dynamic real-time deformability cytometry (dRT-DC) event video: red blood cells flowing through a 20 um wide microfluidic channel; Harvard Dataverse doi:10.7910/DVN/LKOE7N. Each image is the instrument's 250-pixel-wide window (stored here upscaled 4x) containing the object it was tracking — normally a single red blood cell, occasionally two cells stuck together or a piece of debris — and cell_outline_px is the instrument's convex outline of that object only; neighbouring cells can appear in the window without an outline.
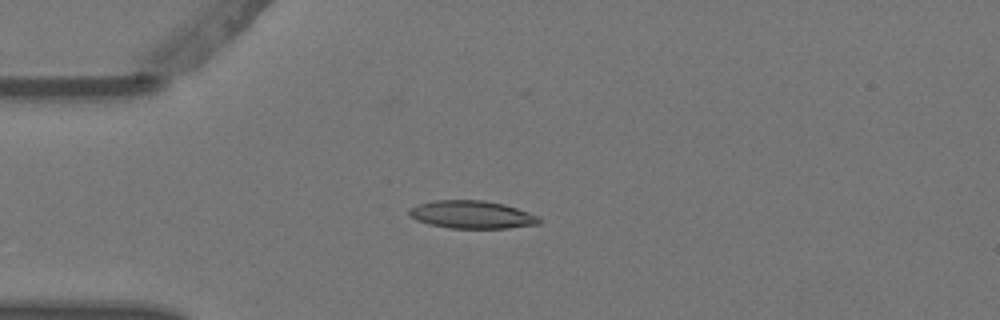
{"species": "Egyptian fruit bat (a non-hibernating species)", "species_latin": "Rousettus aegyptiacus", "temperature_condition": "warm", "stored_images_in_passage": 5, "camera_frame_rate_fps": 3000, "um_per_image_px": 0.085, "animal": {"sex": "female"}, "frame": {"image": 1, "passage_image": 4, "time_ms": 1.0, "image_size_px": [1000, 320], "cell_outline_px": [[540, 224], [508, 228], [448, 228], [428, 224], [416, 220], [408, 216], [408, 208], [416, 204], [436, 200], [484, 200], [504, 204], [540, 216]], "centroid_in_image_um": [40.07, 18.24], "position_along_channel_um": 44.9, "area_um2": 21.33}}
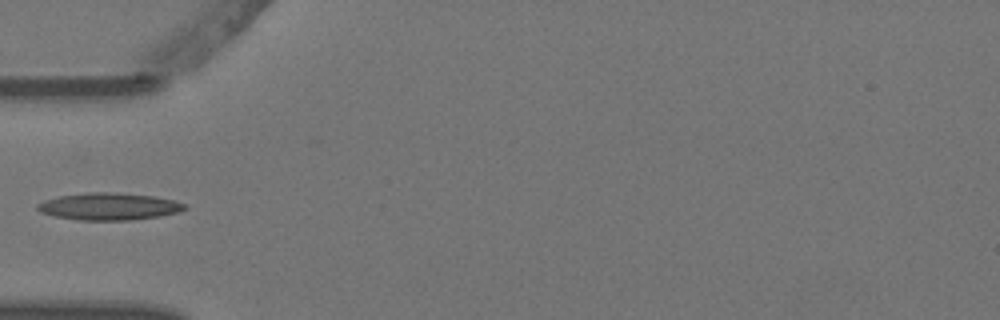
{"frame": {"image": 2, "passage_image": 5, "time_ms": 1.333, "image_size_px": [1000, 320], "cell_outline_px": [[188, 208], [176, 212], [160, 216], [128, 220], [76, 220], [56, 216], [40, 212], [36, 208], [36, 204], [44, 200], [60, 196], [88, 192], [108, 192], [152, 196], [172, 200], [188, 204]], "centroid_in_image_um": [9.24, 17.55], "position_along_channel_um": 75.8, "area_um2": 23.12}}